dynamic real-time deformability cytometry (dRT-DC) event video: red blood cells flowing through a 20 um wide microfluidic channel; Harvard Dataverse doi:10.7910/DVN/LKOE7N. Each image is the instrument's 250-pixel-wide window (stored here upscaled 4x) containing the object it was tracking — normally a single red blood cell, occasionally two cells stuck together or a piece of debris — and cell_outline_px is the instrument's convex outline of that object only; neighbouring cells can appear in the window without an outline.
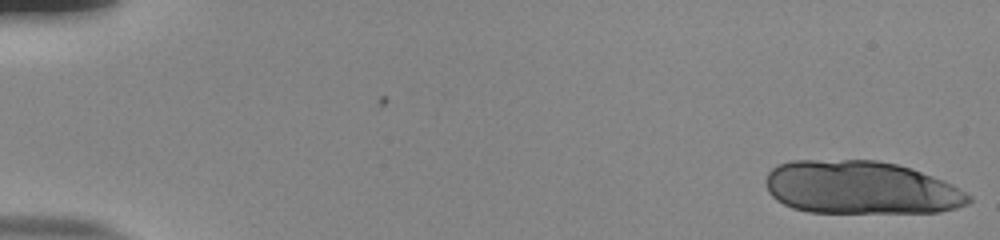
{"species": "human", "species_latin": "Homo sapiens", "temperature_condition": "room temperature", "stored_images_in_passage": 14, "camera_frame_rate_fps": 3000, "um_per_image_px": 0.085, "donor": {"sex": "male"}, "frame": {"image": 1, "passage_image": 1, "time_ms": 0.0, "image_size_px": [1000, 240], "cell_outline_px": [[972, 200], [968, 204], [956, 208], [940, 212], [808, 212], [792, 208], [776, 200], [768, 192], [764, 180], [768, 172], [776, 164], [792, 160], [876, 160], [896, 164], [912, 168], [952, 184], [972, 196]], "centroid_in_image_um": [73.14, 15.94], "position_along_channel_um": 11.9, "area_um2": 63.18}}